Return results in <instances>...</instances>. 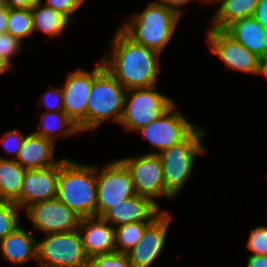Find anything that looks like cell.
I'll return each instance as SVG.
<instances>
[{
  "label": "cell",
  "instance_id": "cell-1",
  "mask_svg": "<svg viewBox=\"0 0 267 267\" xmlns=\"http://www.w3.org/2000/svg\"><path fill=\"white\" fill-rule=\"evenodd\" d=\"M102 58L105 69L126 90L157 85L159 53L134 42L120 28Z\"/></svg>",
  "mask_w": 267,
  "mask_h": 267
},
{
  "label": "cell",
  "instance_id": "cell-2",
  "mask_svg": "<svg viewBox=\"0 0 267 267\" xmlns=\"http://www.w3.org/2000/svg\"><path fill=\"white\" fill-rule=\"evenodd\" d=\"M56 198L81 218L97 216L96 166L61 159Z\"/></svg>",
  "mask_w": 267,
  "mask_h": 267
},
{
  "label": "cell",
  "instance_id": "cell-3",
  "mask_svg": "<svg viewBox=\"0 0 267 267\" xmlns=\"http://www.w3.org/2000/svg\"><path fill=\"white\" fill-rule=\"evenodd\" d=\"M133 16L119 28L134 42L159 54L172 39L180 19L175 11L156 1Z\"/></svg>",
  "mask_w": 267,
  "mask_h": 267
},
{
  "label": "cell",
  "instance_id": "cell-4",
  "mask_svg": "<svg viewBox=\"0 0 267 267\" xmlns=\"http://www.w3.org/2000/svg\"><path fill=\"white\" fill-rule=\"evenodd\" d=\"M126 89L105 69L102 60L93 69V83L86 108V131L106 120L120 123Z\"/></svg>",
  "mask_w": 267,
  "mask_h": 267
},
{
  "label": "cell",
  "instance_id": "cell-5",
  "mask_svg": "<svg viewBox=\"0 0 267 267\" xmlns=\"http://www.w3.org/2000/svg\"><path fill=\"white\" fill-rule=\"evenodd\" d=\"M205 134L206 130L197 126L183 141L158 153L163 166L166 192L172 198L178 195L189 180L196 155L206 152L202 142Z\"/></svg>",
  "mask_w": 267,
  "mask_h": 267
},
{
  "label": "cell",
  "instance_id": "cell-6",
  "mask_svg": "<svg viewBox=\"0 0 267 267\" xmlns=\"http://www.w3.org/2000/svg\"><path fill=\"white\" fill-rule=\"evenodd\" d=\"M156 87L154 85L126 90L120 124L128 132L145 127L164 115L175 104L171 98L160 94Z\"/></svg>",
  "mask_w": 267,
  "mask_h": 267
},
{
  "label": "cell",
  "instance_id": "cell-7",
  "mask_svg": "<svg viewBox=\"0 0 267 267\" xmlns=\"http://www.w3.org/2000/svg\"><path fill=\"white\" fill-rule=\"evenodd\" d=\"M37 241L39 267H87L89 258L85 254L79 230L48 233Z\"/></svg>",
  "mask_w": 267,
  "mask_h": 267
},
{
  "label": "cell",
  "instance_id": "cell-8",
  "mask_svg": "<svg viewBox=\"0 0 267 267\" xmlns=\"http://www.w3.org/2000/svg\"><path fill=\"white\" fill-rule=\"evenodd\" d=\"M96 179L98 217L136 195L130 173L120 160L108 162L102 169L96 166Z\"/></svg>",
  "mask_w": 267,
  "mask_h": 267
},
{
  "label": "cell",
  "instance_id": "cell-9",
  "mask_svg": "<svg viewBox=\"0 0 267 267\" xmlns=\"http://www.w3.org/2000/svg\"><path fill=\"white\" fill-rule=\"evenodd\" d=\"M130 173L136 194L150 199L159 207L156 197L172 199L166 192L163 166L158 154H143L120 160Z\"/></svg>",
  "mask_w": 267,
  "mask_h": 267
},
{
  "label": "cell",
  "instance_id": "cell-10",
  "mask_svg": "<svg viewBox=\"0 0 267 267\" xmlns=\"http://www.w3.org/2000/svg\"><path fill=\"white\" fill-rule=\"evenodd\" d=\"M174 104L164 115L142 127L137 132L150 142V149H158L159 152H149L158 154L183 141L197 126L189 122L178 111Z\"/></svg>",
  "mask_w": 267,
  "mask_h": 267
},
{
  "label": "cell",
  "instance_id": "cell-11",
  "mask_svg": "<svg viewBox=\"0 0 267 267\" xmlns=\"http://www.w3.org/2000/svg\"><path fill=\"white\" fill-rule=\"evenodd\" d=\"M33 228L41 232H69L79 228L81 217L58 198L36 202L24 211Z\"/></svg>",
  "mask_w": 267,
  "mask_h": 267
},
{
  "label": "cell",
  "instance_id": "cell-12",
  "mask_svg": "<svg viewBox=\"0 0 267 267\" xmlns=\"http://www.w3.org/2000/svg\"><path fill=\"white\" fill-rule=\"evenodd\" d=\"M208 44L229 70L260 75L261 59L250 52L242 44L232 38L225 30L213 29L208 31Z\"/></svg>",
  "mask_w": 267,
  "mask_h": 267
},
{
  "label": "cell",
  "instance_id": "cell-13",
  "mask_svg": "<svg viewBox=\"0 0 267 267\" xmlns=\"http://www.w3.org/2000/svg\"><path fill=\"white\" fill-rule=\"evenodd\" d=\"M93 83V70L77 69L70 72L62 87L63 112L74 122L80 132L86 131V108Z\"/></svg>",
  "mask_w": 267,
  "mask_h": 267
},
{
  "label": "cell",
  "instance_id": "cell-14",
  "mask_svg": "<svg viewBox=\"0 0 267 267\" xmlns=\"http://www.w3.org/2000/svg\"><path fill=\"white\" fill-rule=\"evenodd\" d=\"M172 216L162 211L145 229L140 241L127 253L132 267H150L165 246Z\"/></svg>",
  "mask_w": 267,
  "mask_h": 267
},
{
  "label": "cell",
  "instance_id": "cell-15",
  "mask_svg": "<svg viewBox=\"0 0 267 267\" xmlns=\"http://www.w3.org/2000/svg\"><path fill=\"white\" fill-rule=\"evenodd\" d=\"M59 177V163L44 169L26 170L20 191V209L30 205L55 199Z\"/></svg>",
  "mask_w": 267,
  "mask_h": 267
},
{
  "label": "cell",
  "instance_id": "cell-16",
  "mask_svg": "<svg viewBox=\"0 0 267 267\" xmlns=\"http://www.w3.org/2000/svg\"><path fill=\"white\" fill-rule=\"evenodd\" d=\"M78 230L82 238L85 254L89 259L116 251L115 227L102 217L81 218Z\"/></svg>",
  "mask_w": 267,
  "mask_h": 267
},
{
  "label": "cell",
  "instance_id": "cell-17",
  "mask_svg": "<svg viewBox=\"0 0 267 267\" xmlns=\"http://www.w3.org/2000/svg\"><path fill=\"white\" fill-rule=\"evenodd\" d=\"M150 199L138 194L108 209L101 217L113 227L135 223L152 222L162 211Z\"/></svg>",
  "mask_w": 267,
  "mask_h": 267
},
{
  "label": "cell",
  "instance_id": "cell-18",
  "mask_svg": "<svg viewBox=\"0 0 267 267\" xmlns=\"http://www.w3.org/2000/svg\"><path fill=\"white\" fill-rule=\"evenodd\" d=\"M54 149L53 142L32 132L25 137L15 161L26 170L55 166L61 160H53Z\"/></svg>",
  "mask_w": 267,
  "mask_h": 267
},
{
  "label": "cell",
  "instance_id": "cell-19",
  "mask_svg": "<svg viewBox=\"0 0 267 267\" xmlns=\"http://www.w3.org/2000/svg\"><path fill=\"white\" fill-rule=\"evenodd\" d=\"M225 31L261 60L267 58V31L253 16L233 22Z\"/></svg>",
  "mask_w": 267,
  "mask_h": 267
},
{
  "label": "cell",
  "instance_id": "cell-20",
  "mask_svg": "<svg viewBox=\"0 0 267 267\" xmlns=\"http://www.w3.org/2000/svg\"><path fill=\"white\" fill-rule=\"evenodd\" d=\"M0 250L6 260L23 265L31 258L37 260V239L24 227L18 226L0 241Z\"/></svg>",
  "mask_w": 267,
  "mask_h": 267
},
{
  "label": "cell",
  "instance_id": "cell-21",
  "mask_svg": "<svg viewBox=\"0 0 267 267\" xmlns=\"http://www.w3.org/2000/svg\"><path fill=\"white\" fill-rule=\"evenodd\" d=\"M26 174L14 159L0 157V201L14 202L20 208V191Z\"/></svg>",
  "mask_w": 267,
  "mask_h": 267
},
{
  "label": "cell",
  "instance_id": "cell-22",
  "mask_svg": "<svg viewBox=\"0 0 267 267\" xmlns=\"http://www.w3.org/2000/svg\"><path fill=\"white\" fill-rule=\"evenodd\" d=\"M259 0H221L212 18L213 29L225 30L233 22L251 17Z\"/></svg>",
  "mask_w": 267,
  "mask_h": 267
},
{
  "label": "cell",
  "instance_id": "cell-23",
  "mask_svg": "<svg viewBox=\"0 0 267 267\" xmlns=\"http://www.w3.org/2000/svg\"><path fill=\"white\" fill-rule=\"evenodd\" d=\"M33 30L41 31L46 36L57 37L62 34L70 20L51 7L43 6L42 0L31 7Z\"/></svg>",
  "mask_w": 267,
  "mask_h": 267
},
{
  "label": "cell",
  "instance_id": "cell-24",
  "mask_svg": "<svg viewBox=\"0 0 267 267\" xmlns=\"http://www.w3.org/2000/svg\"><path fill=\"white\" fill-rule=\"evenodd\" d=\"M39 126L41 129H38V131L35 130L33 133L50 140L54 144L56 141V134L61 137H68L80 133L79 128L63 111L42 112Z\"/></svg>",
  "mask_w": 267,
  "mask_h": 267
},
{
  "label": "cell",
  "instance_id": "cell-25",
  "mask_svg": "<svg viewBox=\"0 0 267 267\" xmlns=\"http://www.w3.org/2000/svg\"><path fill=\"white\" fill-rule=\"evenodd\" d=\"M150 223L135 222L115 227L116 251L127 254L140 241Z\"/></svg>",
  "mask_w": 267,
  "mask_h": 267
},
{
  "label": "cell",
  "instance_id": "cell-26",
  "mask_svg": "<svg viewBox=\"0 0 267 267\" xmlns=\"http://www.w3.org/2000/svg\"><path fill=\"white\" fill-rule=\"evenodd\" d=\"M33 32L31 8H8L7 33L24 42Z\"/></svg>",
  "mask_w": 267,
  "mask_h": 267
},
{
  "label": "cell",
  "instance_id": "cell-27",
  "mask_svg": "<svg viewBox=\"0 0 267 267\" xmlns=\"http://www.w3.org/2000/svg\"><path fill=\"white\" fill-rule=\"evenodd\" d=\"M18 210L14 202L0 201V241L20 226Z\"/></svg>",
  "mask_w": 267,
  "mask_h": 267
},
{
  "label": "cell",
  "instance_id": "cell-28",
  "mask_svg": "<svg viewBox=\"0 0 267 267\" xmlns=\"http://www.w3.org/2000/svg\"><path fill=\"white\" fill-rule=\"evenodd\" d=\"M87 267H132V265L127 254L114 251L92 257Z\"/></svg>",
  "mask_w": 267,
  "mask_h": 267
},
{
  "label": "cell",
  "instance_id": "cell-29",
  "mask_svg": "<svg viewBox=\"0 0 267 267\" xmlns=\"http://www.w3.org/2000/svg\"><path fill=\"white\" fill-rule=\"evenodd\" d=\"M251 255L267 256V226L255 227L251 230L249 239L246 243Z\"/></svg>",
  "mask_w": 267,
  "mask_h": 267
},
{
  "label": "cell",
  "instance_id": "cell-30",
  "mask_svg": "<svg viewBox=\"0 0 267 267\" xmlns=\"http://www.w3.org/2000/svg\"><path fill=\"white\" fill-rule=\"evenodd\" d=\"M23 43L7 32L0 34V58L13 67L11 59L19 52Z\"/></svg>",
  "mask_w": 267,
  "mask_h": 267
},
{
  "label": "cell",
  "instance_id": "cell-31",
  "mask_svg": "<svg viewBox=\"0 0 267 267\" xmlns=\"http://www.w3.org/2000/svg\"><path fill=\"white\" fill-rule=\"evenodd\" d=\"M25 137L26 136H24L21 131L16 129L10 130L3 135L1 139V144L6 153H14L15 158L14 156H12L10 157L11 159L16 160L17 154L22 147Z\"/></svg>",
  "mask_w": 267,
  "mask_h": 267
},
{
  "label": "cell",
  "instance_id": "cell-32",
  "mask_svg": "<svg viewBox=\"0 0 267 267\" xmlns=\"http://www.w3.org/2000/svg\"><path fill=\"white\" fill-rule=\"evenodd\" d=\"M40 101L45 108H47L46 112H58L63 111V93L62 87L51 88L49 91L41 96Z\"/></svg>",
  "mask_w": 267,
  "mask_h": 267
},
{
  "label": "cell",
  "instance_id": "cell-33",
  "mask_svg": "<svg viewBox=\"0 0 267 267\" xmlns=\"http://www.w3.org/2000/svg\"><path fill=\"white\" fill-rule=\"evenodd\" d=\"M84 1L85 0H46L43 5L62 13L71 21L74 19L72 15L81 7Z\"/></svg>",
  "mask_w": 267,
  "mask_h": 267
},
{
  "label": "cell",
  "instance_id": "cell-34",
  "mask_svg": "<svg viewBox=\"0 0 267 267\" xmlns=\"http://www.w3.org/2000/svg\"><path fill=\"white\" fill-rule=\"evenodd\" d=\"M253 17L267 31V0L258 1Z\"/></svg>",
  "mask_w": 267,
  "mask_h": 267
},
{
  "label": "cell",
  "instance_id": "cell-35",
  "mask_svg": "<svg viewBox=\"0 0 267 267\" xmlns=\"http://www.w3.org/2000/svg\"><path fill=\"white\" fill-rule=\"evenodd\" d=\"M40 0H5L7 8H31Z\"/></svg>",
  "mask_w": 267,
  "mask_h": 267
},
{
  "label": "cell",
  "instance_id": "cell-36",
  "mask_svg": "<svg viewBox=\"0 0 267 267\" xmlns=\"http://www.w3.org/2000/svg\"><path fill=\"white\" fill-rule=\"evenodd\" d=\"M246 267H267V256L264 255L248 256Z\"/></svg>",
  "mask_w": 267,
  "mask_h": 267
},
{
  "label": "cell",
  "instance_id": "cell-37",
  "mask_svg": "<svg viewBox=\"0 0 267 267\" xmlns=\"http://www.w3.org/2000/svg\"><path fill=\"white\" fill-rule=\"evenodd\" d=\"M191 0H165V5L175 11L179 16L182 15V11L180 10V7L184 4L190 2ZM199 1V0H198Z\"/></svg>",
  "mask_w": 267,
  "mask_h": 267
},
{
  "label": "cell",
  "instance_id": "cell-38",
  "mask_svg": "<svg viewBox=\"0 0 267 267\" xmlns=\"http://www.w3.org/2000/svg\"><path fill=\"white\" fill-rule=\"evenodd\" d=\"M8 8L0 11V34L7 32Z\"/></svg>",
  "mask_w": 267,
  "mask_h": 267
},
{
  "label": "cell",
  "instance_id": "cell-39",
  "mask_svg": "<svg viewBox=\"0 0 267 267\" xmlns=\"http://www.w3.org/2000/svg\"><path fill=\"white\" fill-rule=\"evenodd\" d=\"M12 66L7 63L5 60L0 58V76L4 74L5 72L11 70Z\"/></svg>",
  "mask_w": 267,
  "mask_h": 267
},
{
  "label": "cell",
  "instance_id": "cell-40",
  "mask_svg": "<svg viewBox=\"0 0 267 267\" xmlns=\"http://www.w3.org/2000/svg\"><path fill=\"white\" fill-rule=\"evenodd\" d=\"M260 75H264L265 77H267V58L261 61Z\"/></svg>",
  "mask_w": 267,
  "mask_h": 267
},
{
  "label": "cell",
  "instance_id": "cell-41",
  "mask_svg": "<svg viewBox=\"0 0 267 267\" xmlns=\"http://www.w3.org/2000/svg\"><path fill=\"white\" fill-rule=\"evenodd\" d=\"M200 2H205L206 4L207 3H219L221 0H199Z\"/></svg>",
  "mask_w": 267,
  "mask_h": 267
},
{
  "label": "cell",
  "instance_id": "cell-42",
  "mask_svg": "<svg viewBox=\"0 0 267 267\" xmlns=\"http://www.w3.org/2000/svg\"><path fill=\"white\" fill-rule=\"evenodd\" d=\"M6 8L5 0H0V11L4 10Z\"/></svg>",
  "mask_w": 267,
  "mask_h": 267
},
{
  "label": "cell",
  "instance_id": "cell-43",
  "mask_svg": "<svg viewBox=\"0 0 267 267\" xmlns=\"http://www.w3.org/2000/svg\"><path fill=\"white\" fill-rule=\"evenodd\" d=\"M156 2H159L165 5V0H159V1L157 0Z\"/></svg>",
  "mask_w": 267,
  "mask_h": 267
}]
</instances>
